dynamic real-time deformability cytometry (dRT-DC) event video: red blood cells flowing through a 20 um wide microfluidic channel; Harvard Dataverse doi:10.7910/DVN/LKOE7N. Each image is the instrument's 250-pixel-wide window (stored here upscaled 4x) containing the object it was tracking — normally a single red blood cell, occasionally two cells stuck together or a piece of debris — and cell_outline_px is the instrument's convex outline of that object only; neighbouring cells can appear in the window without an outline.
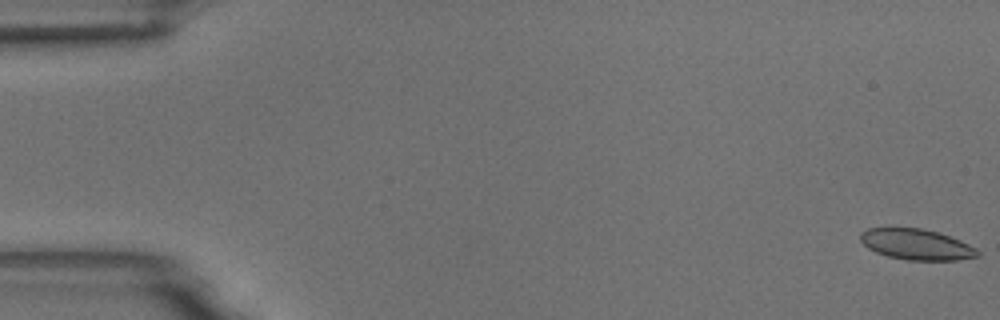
{"species": "common noctule bat (a hibernating species)", "species_latin": "Nyctalus noctula", "temperature_condition": "room temperature", "stored_images_in_passage": 55, "camera_frame_rate_fps": 3000, "um_per_image_px": 0.085, "animal": {"sex": "male", "body_mass_g": 18.8}, "frame": {"image": 1, "passage_image": 1, "time_ms": 0.0, "image_size_px": [1000, 320], "cell_outline_px": [[980, 256], [956, 260], [908, 260], [888, 256], [876, 252], [868, 248], [860, 240], [860, 232], [868, 228], [892, 224], [920, 228], [936, 232], [960, 240], [976, 248], [980, 252]], "centroid_in_image_um": [77.83, 20.73], "position_along_channel_um": 7.2, "area_um2": 21.62}}
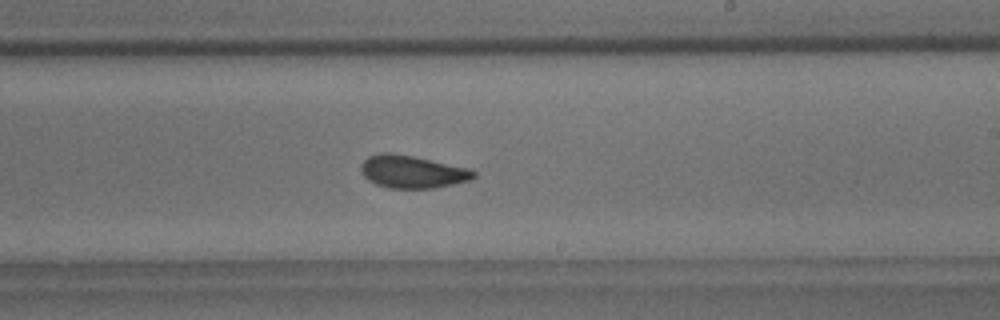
{"frame": {"image": 2, "passage_image": 33, "time_ms": 10.667, "image_size_px": [1000, 320], "cell_outline_px": [[476, 176], [472, 180], [432, 188], [388, 188], [376, 184], [368, 180], [360, 172], [360, 168], [364, 160], [368, 156], [380, 152], [392, 152], [412, 156], [468, 168], [476, 172]], "centroid_in_image_um": [35.01, 14.59], "position_along_channel_um": 254.0, "area_um2": 21.44}}
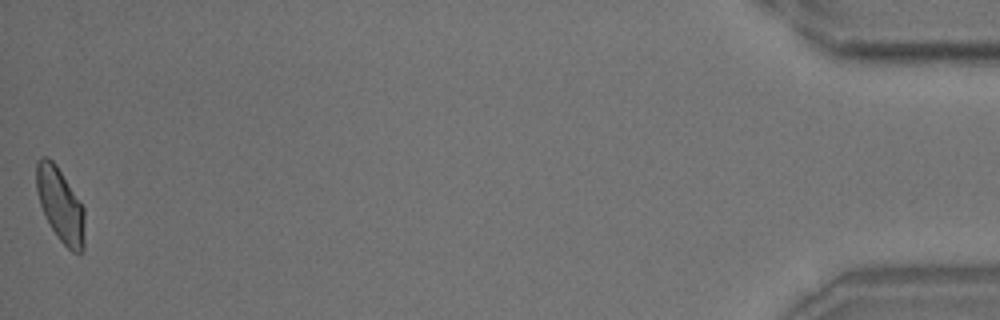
{"frame": {"image": 3, "passage_image": 55, "time_ms": 18.0, "image_size_px": [1000, 320], "cell_outline_px": [[84, 248], [80, 256], [72, 252], [56, 236], [40, 204], [36, 188], [36, 160], [40, 156], [48, 156], [56, 164], [84, 208]], "centroid_in_image_um": [5.13, 17.41], "position_along_channel_um": 430.1, "area_um2": 20.81}, "authors_computed_cell_mechanics": {"area_um2": 21.386, "velocity_mm_per_s": 3.7064, "shape_relaxation_time_tau1_ms": 5.5781, "shape_relaxation_time_tau2_ms": 1.4209, "deformation_change_tau1": 0.1067, "deformation_change_tau2": 0.0648}}